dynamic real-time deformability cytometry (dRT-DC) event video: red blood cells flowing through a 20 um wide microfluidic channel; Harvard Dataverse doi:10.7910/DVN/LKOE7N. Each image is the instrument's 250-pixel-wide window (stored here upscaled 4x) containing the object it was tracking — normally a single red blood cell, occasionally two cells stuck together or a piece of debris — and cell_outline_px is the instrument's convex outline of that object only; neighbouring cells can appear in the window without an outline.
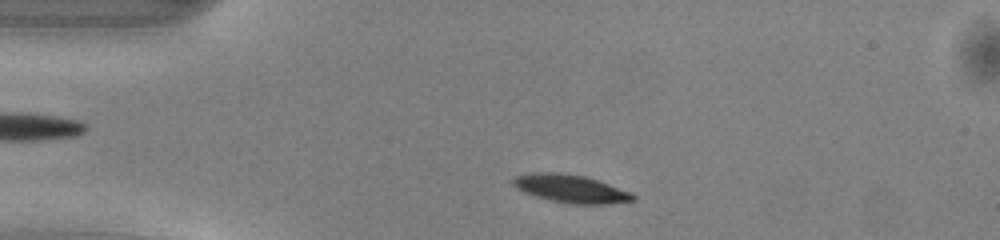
{"species": "common noctule bat (a hibernating species)", "species_latin": "Nyctalus noctula", "temperature_condition": "warm", "stored_images_in_passage": 43, "camera_frame_rate_fps": 3000, "um_per_image_px": 0.085, "animal": {"sex": "male", "body_mass_g": 13.0, "forearm_length_mm": 53.1}, "frame": {"image": 1, "passage_image": 4, "time_ms": 1.0, "image_size_px": [1000, 240], "cell_outline_px": [[636, 200], [604, 204], [568, 204], [536, 196], [524, 192], [516, 188], [512, 184], [512, 180], [516, 176], [532, 172], [556, 172], [584, 176], [632, 192], [636, 196]], "centroid_in_image_um": [48.51, 16.04], "position_along_channel_um": 36.5, "area_um2": 19.48}}
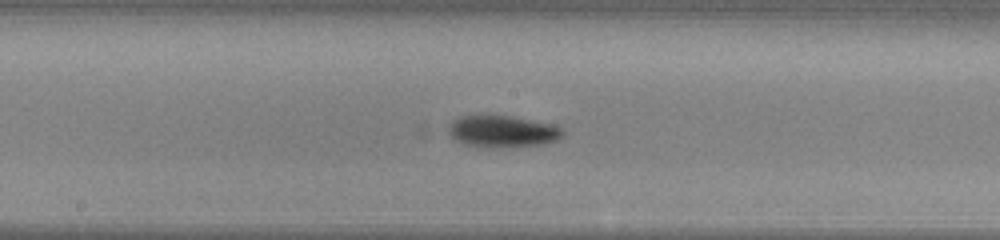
{"frame": {"image": 2, "passage_image": 19, "time_ms": 6.0, "image_size_px": [1000, 240], "cell_outline_px": [[564, 136], [556, 140], [544, 144], [512, 148], [464, 144], [456, 140], [448, 132], [448, 124], [452, 120], [460, 116], [480, 112], [512, 116], [552, 124], [564, 128]], "centroid_in_image_um": [42.7, 11.12], "position_along_channel_um": 205.5, "area_um2": 21.96}}
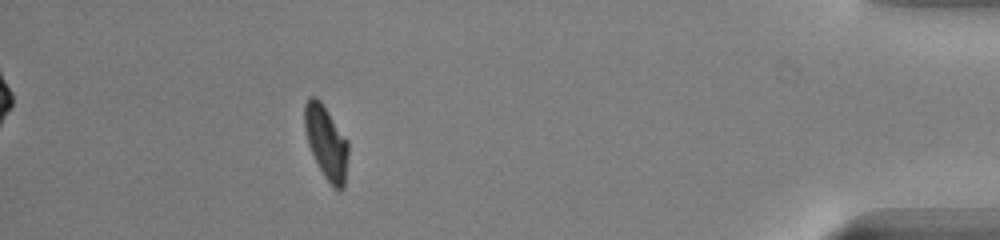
{"frame": {"image": 3, "passage_image": 38, "time_ms": 12.333, "image_size_px": [1000, 240], "cell_outline_px": [[348, 156], [344, 188], [332, 188], [324, 176], [308, 144], [304, 128], [304, 104], [308, 96], [316, 96], [320, 100], [348, 140]], "centroid_in_image_um": [27.72, 12.07], "position_along_channel_um": 407.5, "area_um2": 18.67}, "authors_computed_cell_mechanics": {"area_um2": 19.7098, "velocity_mm_per_s": 4.0911, "shape_relaxation_time_tau1_ms": 2.2495, "shape_relaxation_time_tau2_ms": null, "deformation_change_tau1": 0.1224, "deformation_change_tau2": null}}